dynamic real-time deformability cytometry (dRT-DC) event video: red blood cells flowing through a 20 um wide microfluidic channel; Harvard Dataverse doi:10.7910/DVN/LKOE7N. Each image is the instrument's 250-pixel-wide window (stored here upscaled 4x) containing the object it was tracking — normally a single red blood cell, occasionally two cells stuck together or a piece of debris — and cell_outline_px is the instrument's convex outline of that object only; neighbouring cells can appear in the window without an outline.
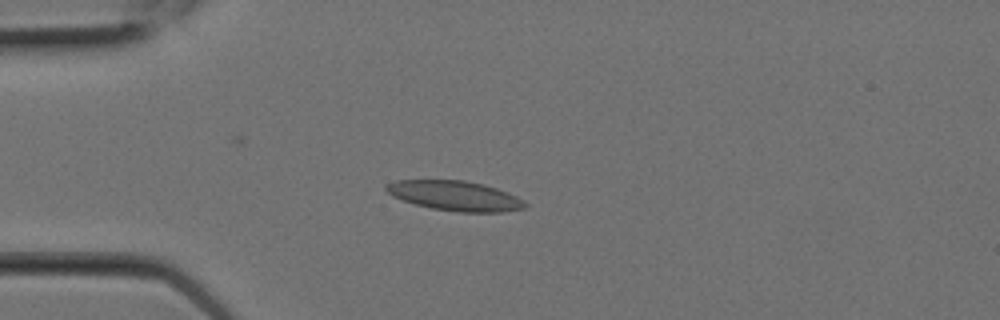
{"species": "Egyptian fruit bat (a non-hibernating species)", "species_latin": "Rousettus aegyptiacus", "temperature_condition": "room temperature", "stored_images_in_passage": 9, "camera_frame_rate_fps": 3000, "um_per_image_px": 0.085, "animal": {"sex": "female"}, "frame": {"image": 1, "passage_image": 6, "time_ms": 1.667, "image_size_px": [1000, 320], "cell_outline_px": [[528, 204], [524, 208], [504, 212], [456, 212], [432, 208], [416, 204], [392, 196], [384, 188], [388, 184], [396, 180], [464, 180], [484, 184], [508, 192], [524, 200]], "centroid_in_image_um": [38.71, 16.64], "position_along_channel_um": 46.3, "area_um2": 24.1}}
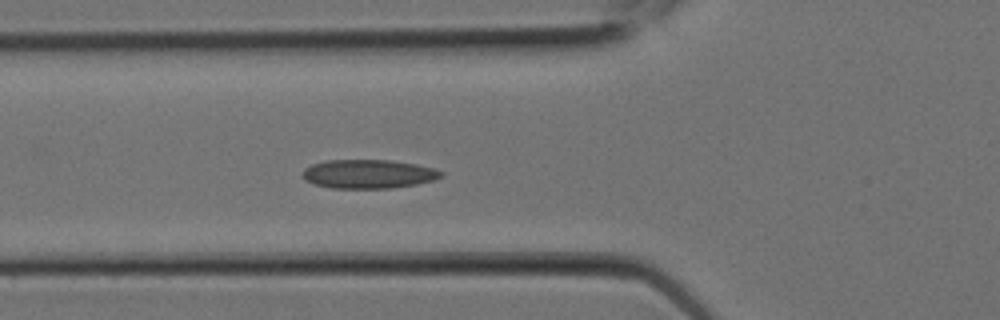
{"frame": {"image": 2, "passage_image": 8, "time_ms": 2.333, "image_size_px": [1000, 320], "cell_outline_px": [[444, 176], [432, 180], [416, 184], [392, 188], [332, 188], [312, 184], [304, 180], [300, 176], [304, 168], [312, 164], [328, 160], [392, 160], [416, 164], [432, 168], [444, 172]], "centroid_in_image_um": [31.27, 14.79], "position_along_channel_um": 94.5, "area_um2": 23.47}}